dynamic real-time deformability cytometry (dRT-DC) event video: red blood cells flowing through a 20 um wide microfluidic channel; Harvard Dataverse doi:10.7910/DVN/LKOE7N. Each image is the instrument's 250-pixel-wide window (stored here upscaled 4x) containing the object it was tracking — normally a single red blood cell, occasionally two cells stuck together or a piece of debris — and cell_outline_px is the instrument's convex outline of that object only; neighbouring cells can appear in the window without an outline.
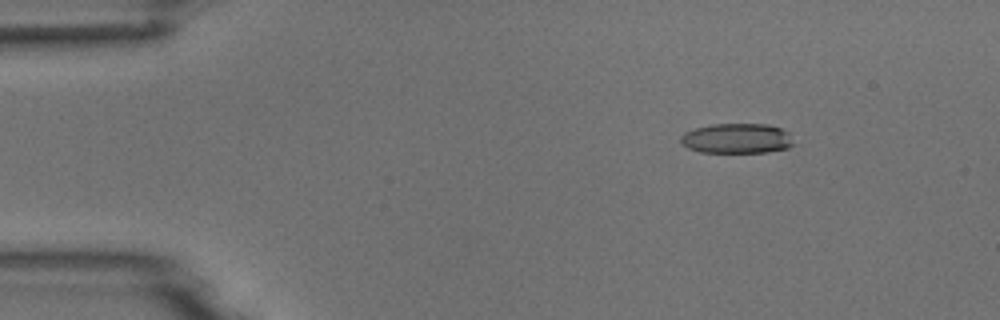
{"species": "common noctule bat (a hibernating species)", "species_latin": "Nyctalus noctula", "temperature_condition": "room temperature", "stored_images_in_passage": 4, "camera_frame_rate_fps": 3000, "um_per_image_px": 0.085, "animal": {"sex": "male", "body_mass_g": 18.8}, "frame": {"image": 1, "passage_image": 2, "time_ms": 2.0, "image_size_px": [1000, 320], "cell_outline_px": [[796, 144], [788, 148], [768, 152], [700, 152], [688, 148], [680, 140], [680, 136], [684, 132], [696, 128], [712, 124], [768, 124], [780, 128], [788, 132]], "centroid_in_image_um": [62.67, 11.77], "position_along_channel_um": 22.3, "area_um2": 19.83}}